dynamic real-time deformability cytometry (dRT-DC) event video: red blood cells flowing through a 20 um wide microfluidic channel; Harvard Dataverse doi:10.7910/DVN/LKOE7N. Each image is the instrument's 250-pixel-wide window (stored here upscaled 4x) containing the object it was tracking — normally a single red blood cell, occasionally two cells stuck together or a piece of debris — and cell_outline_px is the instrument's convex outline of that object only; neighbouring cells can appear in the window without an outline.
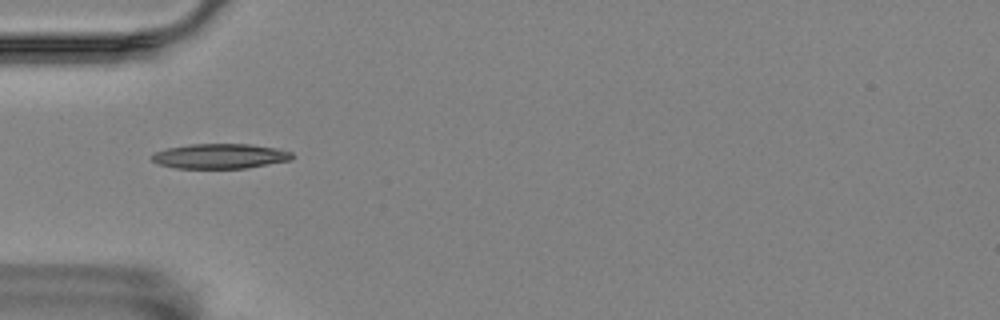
{"species": "Egyptian fruit bat (a non-hibernating species)", "species_latin": "Rousettus aegyptiacus", "temperature_condition": "room temperature", "stored_images_in_passage": 40, "camera_frame_rate_fps": 3000, "um_per_image_px": 0.085, "animal": {"sex": "female"}, "frame": {"image": 1, "passage_image": 1, "time_ms": 0.0, "image_size_px": [1000, 320], "cell_outline_px": [[292, 160], [248, 168], [172, 168], [160, 164], [152, 160], [152, 156], [156, 152], [168, 148], [192, 144], [252, 144], [276, 148], [292, 152]], "centroid_in_image_um": [18.75, 13.27], "position_along_channel_um": 66.3, "area_um2": 20.29}}
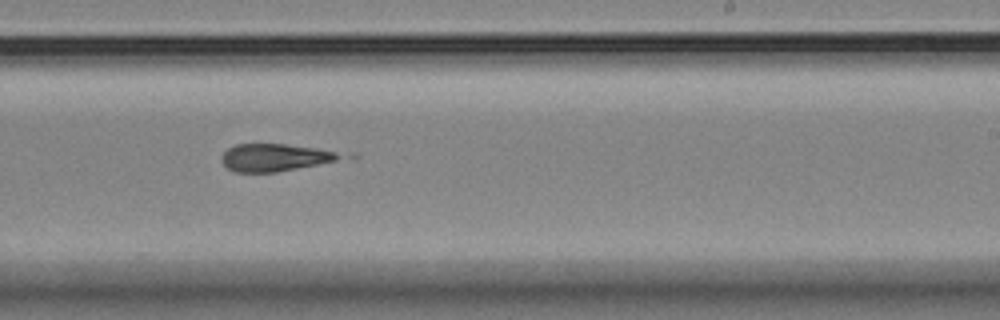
{"frame": {"image": 2, "passage_image": 18, "time_ms": 5.667, "image_size_px": [1000, 320], "cell_outline_px": [[360, 156], [276, 172], [236, 172], [228, 168], [220, 160], [224, 152], [228, 148], [236, 144], [284, 144], [356, 152]], "centroid_in_image_um": [23.66, 13.36], "position_along_channel_um": 265.3, "area_um2": 19.88}}
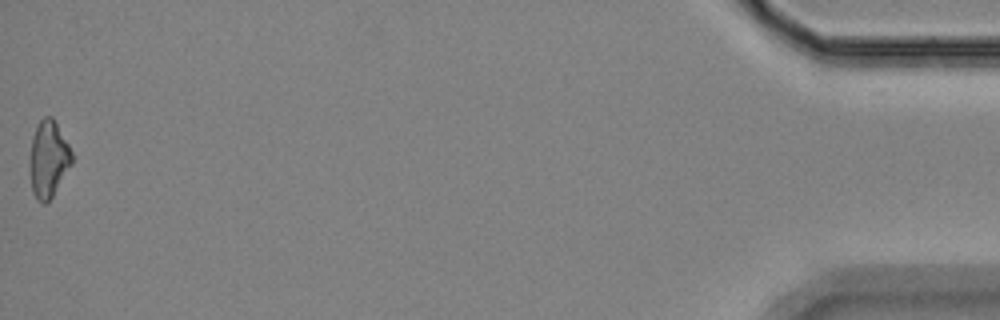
{"frame": {"image": 3, "passage_image": 40, "time_ms": 13.0, "image_size_px": [1000, 320], "cell_outline_px": [[72, 164], [52, 196], [44, 204], [40, 204], [36, 200], [32, 192], [32, 136], [40, 120], [44, 116], [52, 116], [68, 144], [72, 152]], "centroid_in_image_um": [4.15, 13.53], "position_along_channel_um": 431.1, "area_um2": 18.15}, "authors_computed_cell_mechanics": {"area_um2": 19.074, "velocity_mm_per_s": 3.5357, "shape_relaxation_time_tau1_ms": null, "shape_relaxation_time_tau2_ms": 6.4507, "deformation_change_tau1": null, "deformation_change_tau2": 0.1676}}